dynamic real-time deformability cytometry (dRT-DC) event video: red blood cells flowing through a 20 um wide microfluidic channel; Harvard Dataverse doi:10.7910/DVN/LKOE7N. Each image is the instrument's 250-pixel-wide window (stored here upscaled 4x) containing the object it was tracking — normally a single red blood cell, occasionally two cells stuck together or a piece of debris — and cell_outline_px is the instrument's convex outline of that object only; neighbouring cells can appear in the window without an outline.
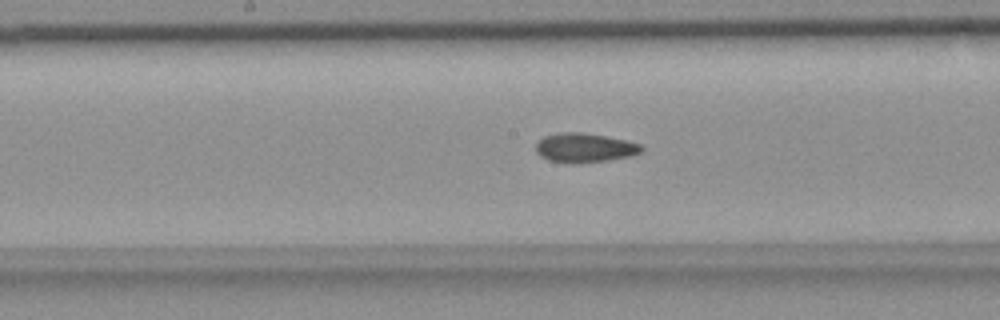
{"species": "common noctule bat (a hibernating species)", "species_latin": "Nyctalus noctula", "temperature_condition": "room temperature", "stored_images_in_passage": 56, "camera_frame_rate_fps": 3000, "um_per_image_px": 0.085, "animal": {"sex": "female", "body_mass_g": 18.4}, "frame": {"image": 1, "passage_image": 28, "time_ms": 9.0, "image_size_px": [1000, 320], "cell_outline_px": [[644, 148], [640, 152], [628, 156], [608, 160], [572, 164], [568, 164], [548, 160], [540, 156], [536, 152], [536, 144], [544, 136], [560, 132], [580, 132], [628, 140], [640, 144]], "centroid_in_image_um": [49.66, 12.56], "position_along_channel_um": 198.5, "area_um2": 18.03}}
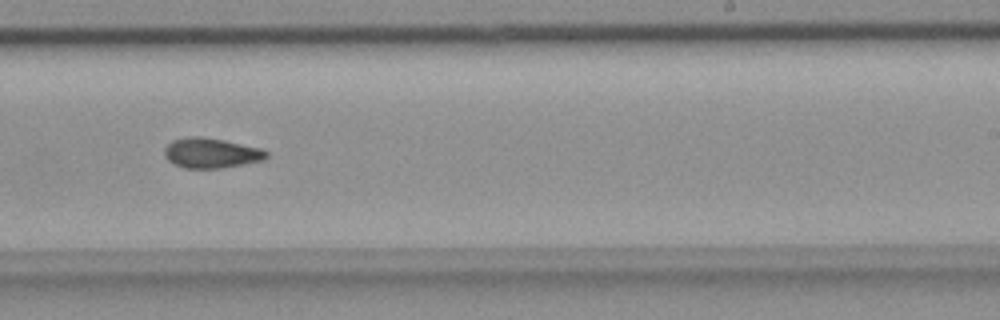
{"frame": {"image": 2, "passage_image": 34, "time_ms": 11.0, "image_size_px": [1000, 320], "cell_outline_px": [[268, 156], [264, 160], [244, 164], [220, 168], [184, 168], [172, 164], [164, 156], [164, 148], [172, 140], [196, 136], [200, 136], [224, 140], [260, 148], [268, 152]], "centroid_in_image_um": [17.93, 13.01], "position_along_channel_um": 271.1, "area_um2": 17.86}}
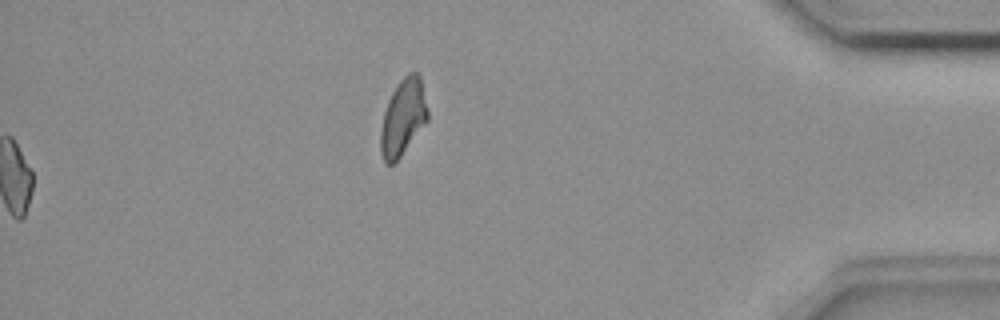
{"frame": {"image": 3, "passage_image": 56, "time_ms": 18.333, "image_size_px": [1000, 320], "cell_outline_px": [[428, 120], [400, 156], [392, 164], [388, 164], [384, 160], [380, 152], [380, 132], [384, 112], [388, 100], [392, 92], [400, 80], [408, 72], [416, 72], [420, 76], [428, 112]], "centroid_in_image_um": [34.25, 9.96], "position_along_channel_um": 401.0, "area_um2": 20.63}, "authors_computed_cell_mechanics": {"area_um2": 17.8313, "velocity_mm_per_s": 3.6412, "shape_relaxation_time_tau1_ms": null, "shape_relaxation_time_tau2_ms": 2.61, "deformation_change_tau1": null, "deformation_change_tau2": 0.0894}}